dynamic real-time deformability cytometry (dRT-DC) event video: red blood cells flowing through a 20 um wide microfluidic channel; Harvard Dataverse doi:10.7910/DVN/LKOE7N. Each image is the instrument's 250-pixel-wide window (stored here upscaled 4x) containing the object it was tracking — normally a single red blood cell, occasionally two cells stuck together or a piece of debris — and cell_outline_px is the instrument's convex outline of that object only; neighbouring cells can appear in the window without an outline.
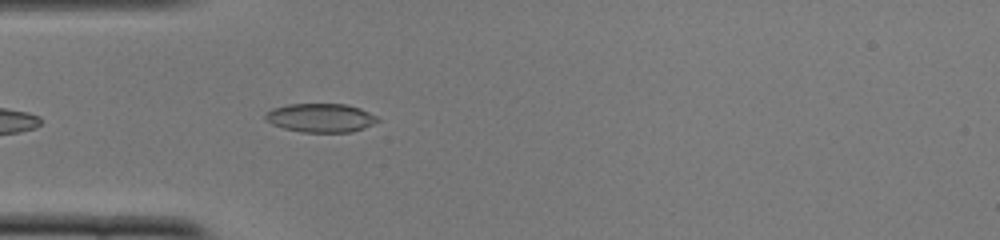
{"species": "common noctule bat (a hibernating species)", "species_latin": "Nyctalus noctula", "temperature_condition": "cold", "stored_images_in_passage": 16, "camera_frame_rate_fps": 3000, "um_per_image_px": 0.085, "animal": {"sex": "female", "body_mass_g": 22.0, "forearm_length_mm": 56.7}, "frame": {"image": 1, "passage_image": 3, "time_ms": 0.667, "image_size_px": [1000, 240], "cell_outline_px": [[380, 120], [364, 128], [352, 132], [300, 132], [284, 128], [272, 124], [264, 120], [264, 116], [272, 108], [288, 104], [348, 104], [360, 108], [376, 116]], "centroid_in_image_um": [27.24, 10.01], "position_along_channel_um": 57.8, "area_um2": 18.84}}